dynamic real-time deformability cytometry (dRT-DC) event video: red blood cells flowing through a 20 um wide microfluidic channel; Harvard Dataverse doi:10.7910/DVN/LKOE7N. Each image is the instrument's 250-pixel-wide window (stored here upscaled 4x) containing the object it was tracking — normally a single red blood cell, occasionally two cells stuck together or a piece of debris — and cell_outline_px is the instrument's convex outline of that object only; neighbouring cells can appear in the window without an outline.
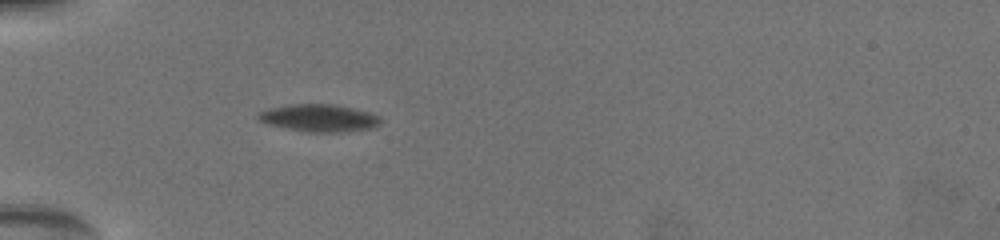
{"species": "common noctule bat (a hibernating species)", "species_latin": "Nyctalus noctula", "temperature_condition": "warm", "stored_images_in_passage": 34, "camera_frame_rate_fps": 3000, "um_per_image_px": 0.085, "animal": {"sex": "female", "body_mass_g": 19.5, "forearm_length_mm": 54.1}, "frame": {"image": 1, "passage_image": 1, "time_ms": 0.0, "image_size_px": [1000, 240], "cell_outline_px": [[380, 120], [376, 124], [368, 128], [324, 132], [312, 132], [268, 124], [260, 120], [256, 116], [260, 112], [268, 108], [288, 104], [332, 104], [352, 108], [368, 112], [380, 116]], "centroid_in_image_um": [27.05, 9.99], "position_along_channel_um": 58.0, "area_um2": 18.79}}
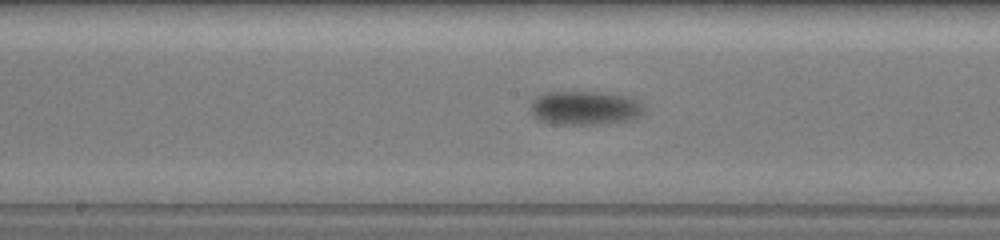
{"frame": {"image": 2, "passage_image": 23, "time_ms": 4.333, "image_size_px": [1000, 240], "cell_outline_px": [[644, 112], [628, 120], [592, 124], [564, 124], [540, 120], [536, 116], [532, 108], [532, 104], [544, 92], [592, 92], [620, 96], [636, 100], [644, 108]], "centroid_in_image_um": [49.72, 9.18], "position_along_channel_um": 198.5, "area_um2": 21.27}}
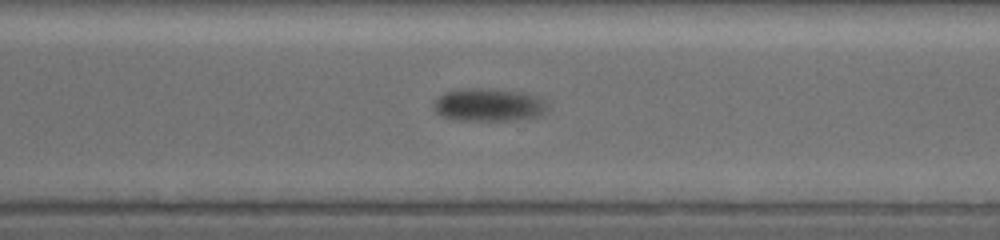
{"frame": {"image": 3, "passage_image": 33, "time_ms": 8.0, "image_size_px": [1000, 240], "cell_outline_px": [[544, 108], [536, 116], [508, 120], [456, 120], [444, 116], [436, 112], [436, 100], [444, 92], [460, 88], [492, 88], [524, 92], [536, 96], [544, 104]], "centroid_in_image_um": [41.46, 8.88], "position_along_channel_um": 329.1, "area_um2": 21.21}}